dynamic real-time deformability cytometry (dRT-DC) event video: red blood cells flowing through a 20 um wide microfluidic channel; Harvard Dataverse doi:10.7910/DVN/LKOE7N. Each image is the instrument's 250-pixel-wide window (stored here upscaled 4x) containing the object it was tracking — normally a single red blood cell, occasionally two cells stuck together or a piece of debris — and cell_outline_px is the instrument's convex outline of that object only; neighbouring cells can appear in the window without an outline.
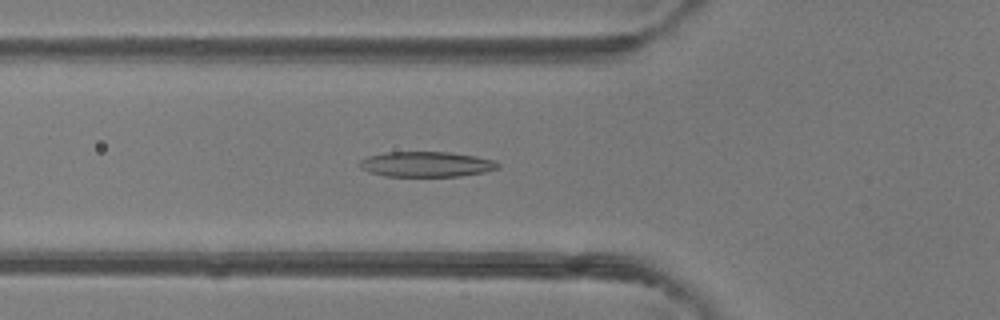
{"species": "common noctule bat (a hibernating species)", "species_latin": "Nyctalus noctula", "temperature_condition": "room temperature", "stored_images_in_passage": 9, "camera_frame_rate_fps": 3000, "um_per_image_px": 0.085, "animal": {"sex": "female"}, "frame": {"image": 1, "passage_image": 5, "time_ms": 1.333, "image_size_px": [1000, 320], "cell_outline_px": [[500, 168], [484, 172], [460, 176], [384, 176], [368, 172], [360, 168], [360, 160], [368, 156], [384, 152], [448, 152], [476, 156], [492, 160], [500, 164]], "centroid_in_image_um": [36.22, 13.96], "position_along_channel_um": 89.6, "area_um2": 20.4}}
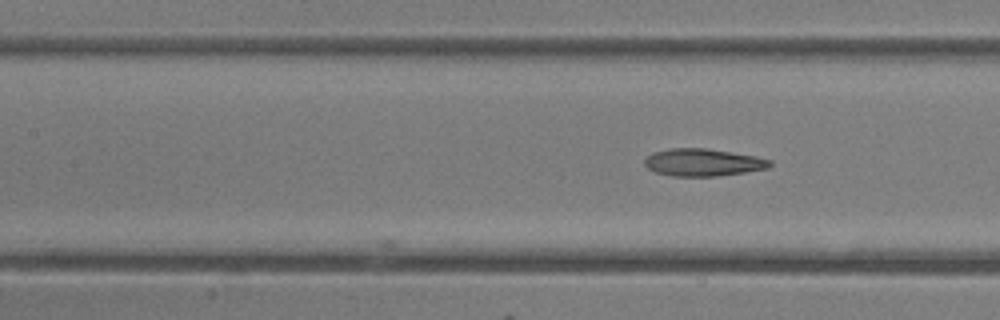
{"frame": {"image": 2, "passage_image": 9, "time_ms": 2.667, "image_size_px": [1000, 320], "cell_outline_px": [[772, 164], [768, 168], [744, 172], [716, 176], [672, 176], [656, 172], [648, 168], [644, 164], [644, 160], [652, 152], [668, 148], [708, 148], [756, 156], [772, 160]], "centroid_in_image_um": [59.75, 13.79], "position_along_channel_um": 147.7, "area_um2": 20.06}}